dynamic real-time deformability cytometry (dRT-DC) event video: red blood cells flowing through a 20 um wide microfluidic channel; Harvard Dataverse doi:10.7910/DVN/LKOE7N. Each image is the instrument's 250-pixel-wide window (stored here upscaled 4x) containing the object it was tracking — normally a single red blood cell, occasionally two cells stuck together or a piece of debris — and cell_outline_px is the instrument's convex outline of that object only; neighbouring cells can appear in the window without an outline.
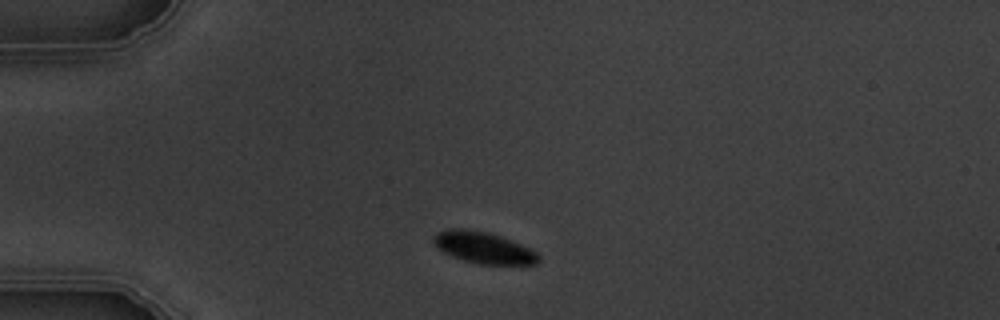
{"species": "common noctule bat (a hibernating species)", "species_latin": "Nyctalus noctula", "temperature_condition": "warm", "stored_images_in_passage": 2, "camera_frame_rate_fps": 3000, "um_per_image_px": 0.085, "animal": {"sex": "male", "body_mass_g": 19.5, "forearm_length_mm": 54.6}, "frame": {"image": 1, "passage_image": 1, "time_ms": 0.0, "image_size_px": [1000, 320], "cell_outline_px": [[540, 260], [536, 264], [480, 264], [464, 260], [452, 256], [436, 248], [432, 244], [432, 236], [436, 232], [448, 228], [464, 228], [488, 232], [512, 240], [536, 252], [540, 256]], "centroid_in_image_um": [41.04, 21.03], "position_along_channel_um": 44.0, "area_um2": 19.42}}